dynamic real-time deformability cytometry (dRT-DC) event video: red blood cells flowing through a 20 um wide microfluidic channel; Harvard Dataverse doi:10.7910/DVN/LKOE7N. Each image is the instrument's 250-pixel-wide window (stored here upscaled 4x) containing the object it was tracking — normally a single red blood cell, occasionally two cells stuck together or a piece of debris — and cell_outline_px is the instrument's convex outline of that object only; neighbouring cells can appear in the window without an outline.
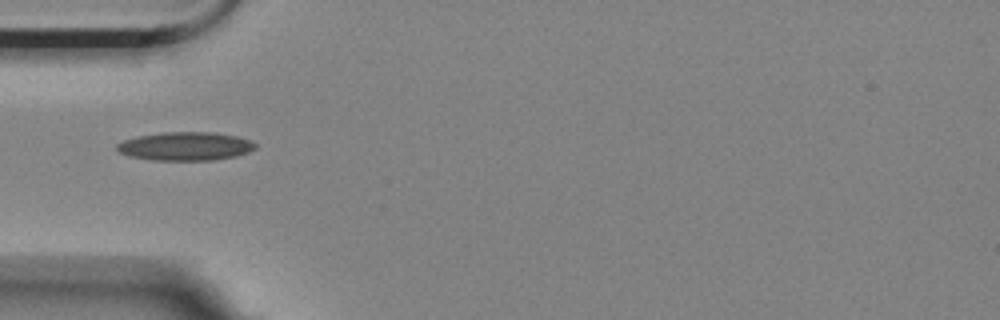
{"species": "Egyptian fruit bat (a non-hibernating species)", "species_latin": "Rousettus aegyptiacus", "temperature_condition": "room temperature", "stored_images_in_passage": 14, "camera_frame_rate_fps": 3000, "um_per_image_px": 0.085, "animal": {"sex": "female"}, "frame": {"image": 1, "passage_image": 4, "time_ms": 1.0, "image_size_px": [1000, 320], "cell_outline_px": [[256, 148], [248, 152], [236, 156], [212, 160], [152, 160], [128, 156], [120, 152], [116, 148], [116, 144], [124, 140], [140, 136], [164, 132], [212, 132], [236, 136], [252, 140], [256, 144]], "centroid_in_image_um": [15.78, 12.43], "position_along_channel_um": 69.2, "area_um2": 22.95}}
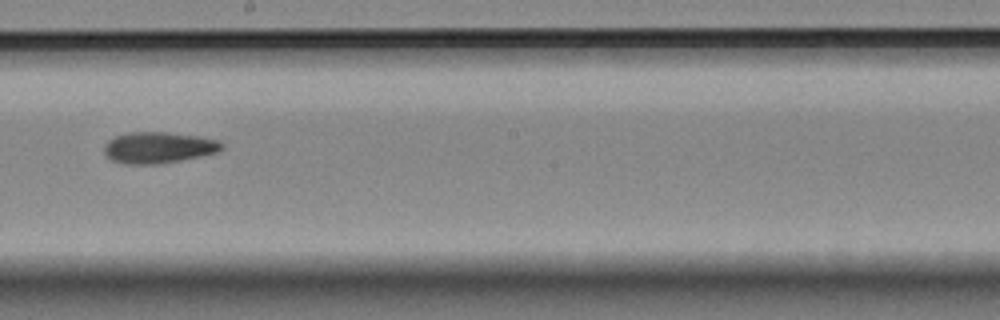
{"frame": {"image": 2, "passage_image": 8, "time_ms": 2.333, "image_size_px": [1000, 320], "cell_outline_px": [[224, 148], [216, 152], [200, 156], [180, 160], [156, 164], [128, 164], [112, 160], [104, 152], [104, 144], [108, 140], [116, 136], [128, 132], [164, 132], [200, 136], [220, 140], [224, 144]], "centroid_in_image_um": [13.49, 12.53], "position_along_channel_um": 234.7, "area_um2": 21.39}}
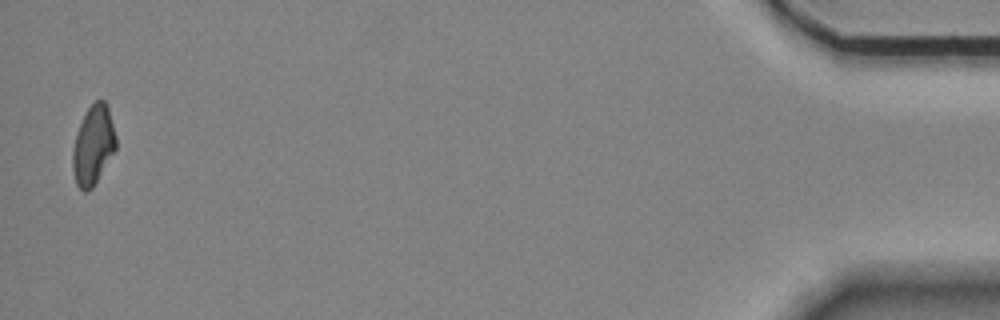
{"frame": {"image": 3, "passage_image": 14, "time_ms": 4.333, "image_size_px": [1000, 320], "cell_outline_px": [[116, 148], [92, 188], [88, 192], [84, 192], [76, 184], [72, 168], [72, 152], [76, 132], [88, 108], [96, 100], [104, 100], [108, 108], [116, 136]], "centroid_in_image_um": [7.91, 12.36], "position_along_channel_um": 427.3, "area_um2": 19.77}}